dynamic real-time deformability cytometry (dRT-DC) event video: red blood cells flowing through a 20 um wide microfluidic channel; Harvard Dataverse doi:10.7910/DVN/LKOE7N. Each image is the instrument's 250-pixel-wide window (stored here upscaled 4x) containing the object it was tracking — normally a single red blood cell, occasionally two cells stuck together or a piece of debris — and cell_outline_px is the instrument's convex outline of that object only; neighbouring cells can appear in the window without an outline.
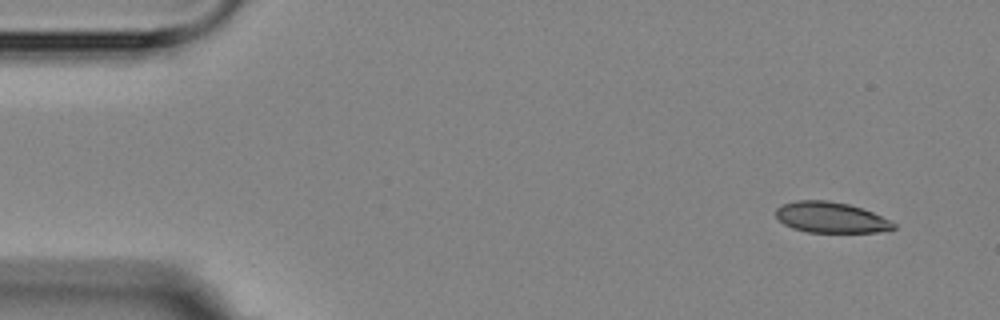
{"species": "Egyptian fruit bat (a non-hibernating species)", "species_latin": "Rousettus aegyptiacus", "temperature_condition": "room temperature", "stored_images_in_passage": 4, "camera_frame_rate_fps": 3000, "um_per_image_px": 0.085, "animal": {"sex": "female"}, "frame": {"image": 1, "passage_image": 1, "time_ms": 0.0, "image_size_px": [1000, 320], "cell_outline_px": [[896, 228], [876, 232], [804, 232], [792, 228], [784, 224], [776, 216], [776, 208], [780, 204], [796, 200], [828, 200], [848, 204], [872, 212], [896, 224]], "centroid_in_image_um": [70.57, 18.48], "position_along_channel_um": 14.4, "area_um2": 21.04}}
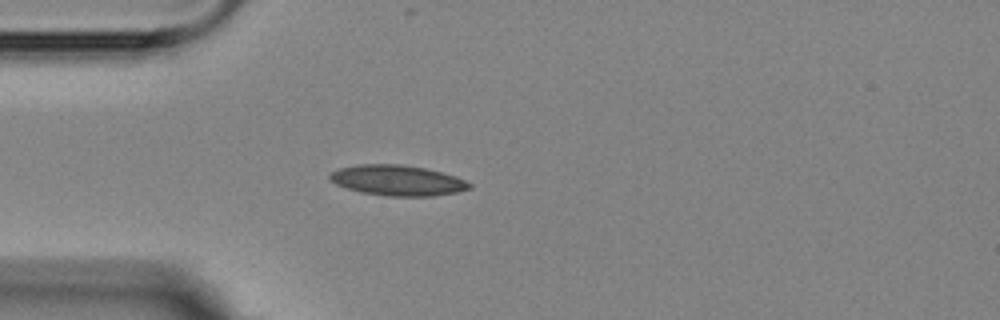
{"frame": {"image": 2, "passage_image": 4, "time_ms": 3.667, "image_size_px": [1000, 320], "cell_outline_px": [[472, 188], [456, 192], [432, 196], [388, 196], [360, 192], [336, 184], [328, 176], [332, 172], [340, 168], [360, 164], [400, 164], [424, 168], [456, 176], [472, 184]], "centroid_in_image_um": [33.8, 15.33], "position_along_channel_um": 51.2, "area_um2": 24.57}}